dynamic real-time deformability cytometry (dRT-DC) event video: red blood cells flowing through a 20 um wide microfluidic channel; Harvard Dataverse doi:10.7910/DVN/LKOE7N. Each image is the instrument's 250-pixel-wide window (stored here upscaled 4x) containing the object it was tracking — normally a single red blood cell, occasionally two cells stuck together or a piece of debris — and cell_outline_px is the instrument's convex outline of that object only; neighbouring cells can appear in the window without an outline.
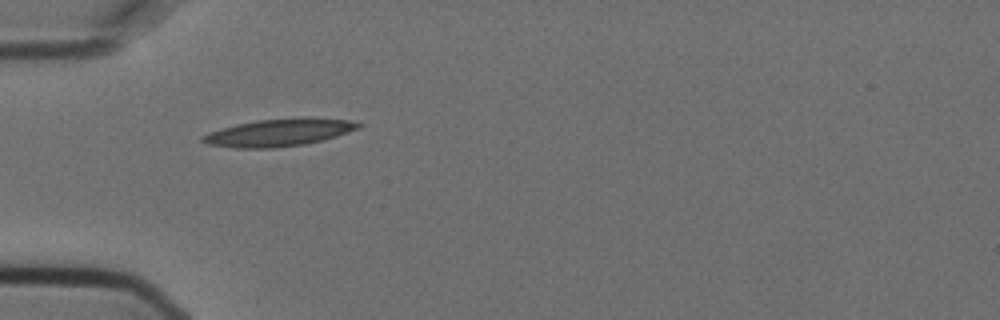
{"species": "Egyptian fruit bat (a non-hibernating species)", "species_latin": "Rousettus aegyptiacus", "temperature_condition": "cold", "stored_images_in_passage": 35, "camera_frame_rate_fps": 3000, "um_per_image_px": 0.085, "animal": {"sex": "female"}, "frame": {"image": 1, "passage_image": 1, "time_ms": 0.0, "image_size_px": [1000, 320], "cell_outline_px": [[364, 124], [360, 128], [324, 140], [304, 144], [276, 148], [232, 148], [208, 144], [200, 140], [200, 136], [208, 132], [220, 128], [236, 124], [256, 120], [300, 116], [312, 116], [352, 120]], "centroid_in_image_um": [23.74, 11.24], "position_along_channel_um": 61.3, "area_um2": 25.66}}
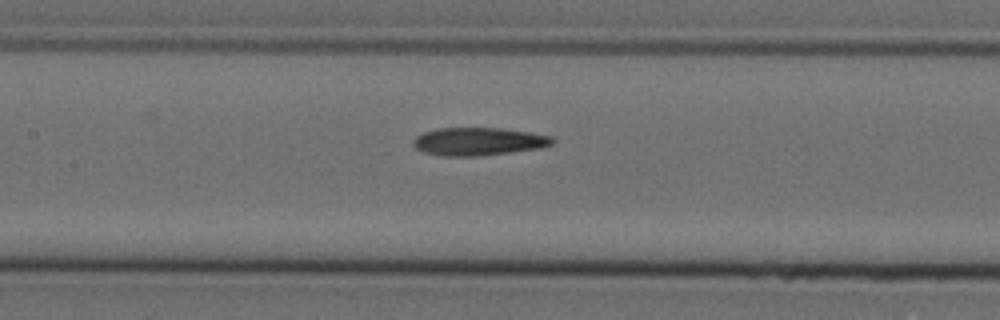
{"frame": {"image": 2, "passage_image": 10, "time_ms": 3.0, "image_size_px": [1000, 320], "cell_outline_px": [[556, 140], [552, 144], [540, 148], [476, 156], [440, 156], [424, 152], [416, 148], [412, 144], [412, 140], [416, 136], [424, 132], [436, 128], [500, 128], [528, 132], [552, 136]], "centroid_in_image_um": [40.64, 12.02], "position_along_channel_um": 166.8, "area_um2": 22.6}}
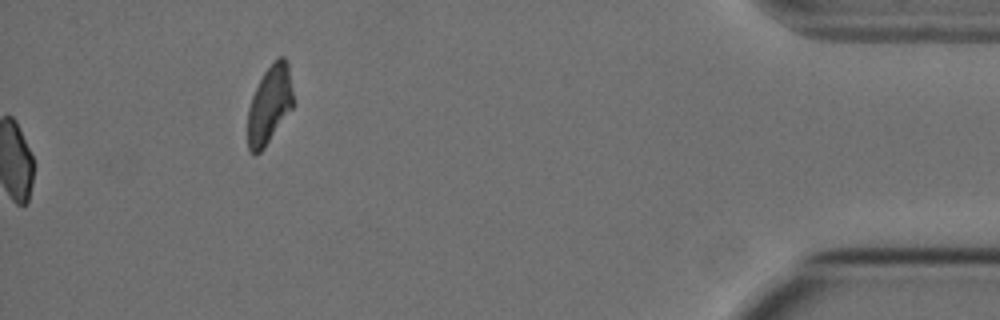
{"frame": {"image": 3, "passage_image": 35, "time_ms": 11.333, "image_size_px": [1000, 320], "cell_outline_px": [[292, 108], [264, 148], [256, 156], [252, 156], [248, 148], [248, 108], [252, 96], [264, 72], [280, 56], [284, 56], [288, 60], [292, 92]], "centroid_in_image_um": [22.89, 8.93], "position_along_channel_um": 412.3, "area_um2": 20.46}, "authors_computed_cell_mechanics": {"area_um2": 22.542, "velocity_mm_per_s": 3.6128, "shape_relaxation_time_tau1_ms": null, "shape_relaxation_time_tau2_ms": 6.5253, "deformation_change_tau1": null, "deformation_change_tau2": 0.1575}}